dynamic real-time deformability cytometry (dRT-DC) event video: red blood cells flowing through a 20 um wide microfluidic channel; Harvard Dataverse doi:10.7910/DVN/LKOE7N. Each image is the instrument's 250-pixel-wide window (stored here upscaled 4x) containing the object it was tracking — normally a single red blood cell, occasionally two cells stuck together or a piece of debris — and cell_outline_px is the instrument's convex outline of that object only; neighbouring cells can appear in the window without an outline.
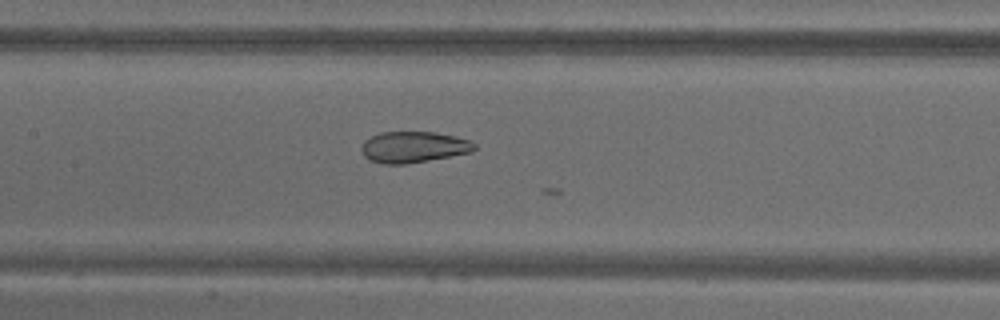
{"species": "common noctule bat (a hibernating species)", "species_latin": "Nyctalus noctula", "temperature_condition": "warm", "stored_images_in_passage": 23, "camera_frame_rate_fps": 3000, "um_per_image_px": 0.085, "animal": {"sex": "male", "body_mass_g": 18.8}, "frame": {"image": 1, "passage_image": 19, "time_ms": 6.0, "image_size_px": [1000, 320], "cell_outline_px": [[476, 148], [472, 152], [428, 160], [404, 164], [380, 164], [368, 160], [364, 156], [360, 148], [364, 140], [380, 132], [436, 132], [456, 136], [468, 140], [476, 144]], "centroid_in_image_um": [35.12, 12.5], "position_along_channel_um": 172.3, "area_um2": 20.63}}